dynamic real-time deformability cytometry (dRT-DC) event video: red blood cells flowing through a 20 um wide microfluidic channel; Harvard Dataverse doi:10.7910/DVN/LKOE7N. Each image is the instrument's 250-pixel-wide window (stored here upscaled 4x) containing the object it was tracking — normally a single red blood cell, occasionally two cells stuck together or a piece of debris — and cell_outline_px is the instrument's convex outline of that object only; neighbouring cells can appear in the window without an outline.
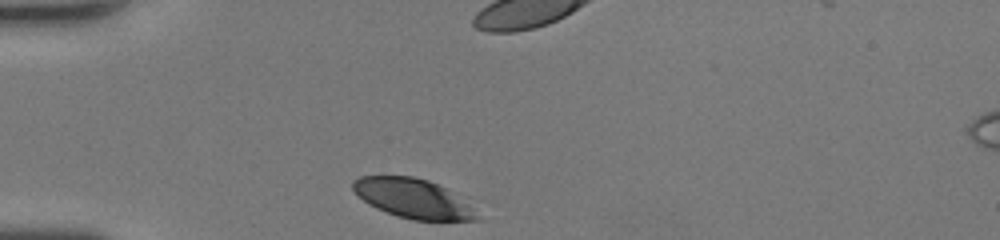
{"species": "human", "species_latin": "Homo sapiens", "temperature_condition": "room temperature", "stored_images_in_passage": 28, "camera_frame_rate_fps": 3000, "um_per_image_px": 0.085, "donor": {"sex": "female"}, "frame": {"image": 1, "passage_image": 1, "time_ms": 0.0, "image_size_px": [1000, 240], "cell_outline_px": [[480, 220], [412, 220], [396, 216], [376, 208], [368, 204], [352, 188], [352, 180], [360, 176], [412, 176], [428, 180], [444, 188], [480, 216]], "centroid_in_image_um": [35.01, 16.87], "position_along_channel_um": 50.0, "area_um2": 27.69}}
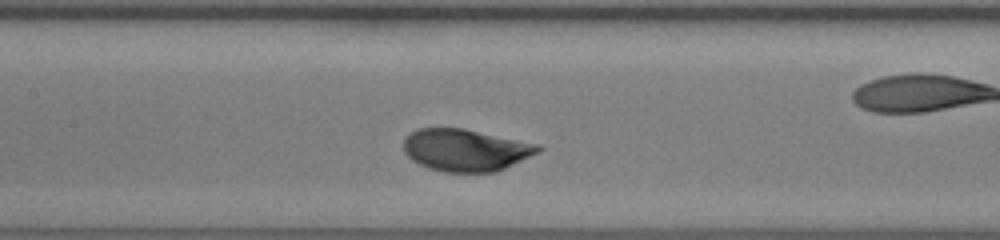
{"frame": {"image": 2, "passage_image": 11, "time_ms": 3.333, "image_size_px": [1000, 240], "cell_outline_px": [[544, 148], [496, 172], [444, 172], [428, 168], [412, 160], [404, 152], [404, 136], [408, 132], [420, 128], [464, 128], [540, 144]], "centroid_in_image_um": [39.53, 12.74], "position_along_channel_um": 167.9, "area_um2": 33.0}}
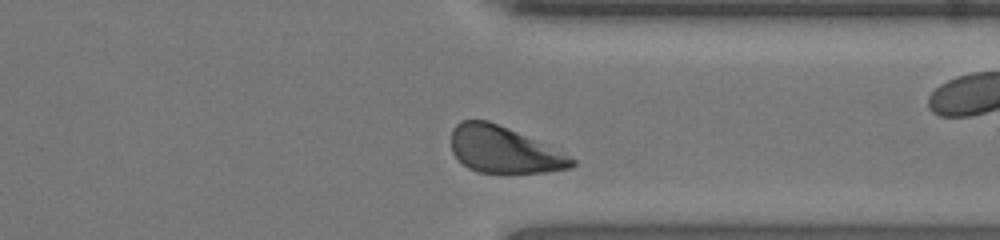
{"frame": {"image": 3, "passage_image": 25, "time_ms": 8.0, "image_size_px": [1000, 240], "cell_outline_px": [[576, 164], [572, 168], [544, 172], [476, 172], [468, 168], [452, 152], [452, 128], [460, 120], [488, 120], [516, 132], [568, 156], [576, 160]], "centroid_in_image_um": [42.77, 12.73], "position_along_channel_um": 368.6, "area_um2": 31.85}, "authors_computed_cell_mechanics": {"area_um2": 33.3795, "velocity_mm_per_s": 4.2725, "shape_relaxation_time_tau1_ms": 1.6831, "shape_relaxation_time_tau2_ms": null, "deformation_change_tau1": 0.1302, "deformation_change_tau2": null}}